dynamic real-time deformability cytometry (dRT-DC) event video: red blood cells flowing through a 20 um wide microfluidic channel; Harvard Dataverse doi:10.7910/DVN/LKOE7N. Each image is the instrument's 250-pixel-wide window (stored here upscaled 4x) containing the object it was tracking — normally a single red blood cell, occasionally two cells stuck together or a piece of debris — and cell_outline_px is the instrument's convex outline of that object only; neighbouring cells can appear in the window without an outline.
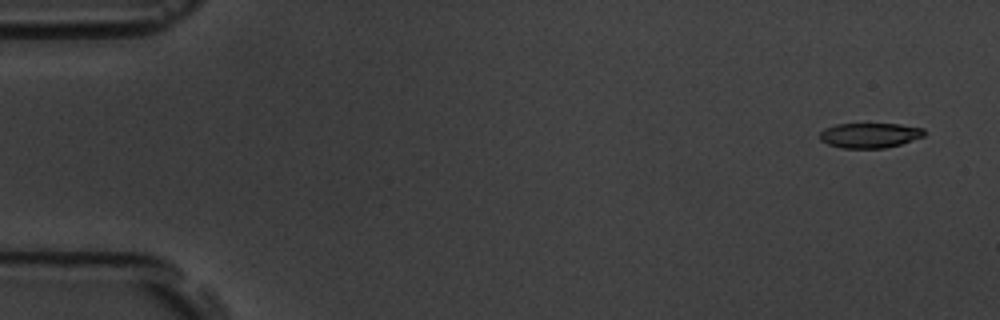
{"species": "common noctule bat (a hibernating species)", "species_latin": "Nyctalus noctula", "temperature_condition": "room temperature", "stored_images_in_passage": 5, "camera_frame_rate_fps": 3000, "um_per_image_px": 0.085, "animal": {"sex": "male", "body_mass_g": 19.5, "forearm_length_mm": 54.6}, "frame": {"image": 1, "passage_image": 1, "time_ms": 0.0, "image_size_px": [1000, 320], "cell_outline_px": [[924, 136], [900, 144], [884, 148], [840, 148], [828, 144], [820, 140], [820, 132], [824, 128], [836, 124], [900, 124], [924, 128]], "centroid_in_image_um": [73.9, 11.5], "position_along_channel_um": 11.1, "area_um2": 15.2}}
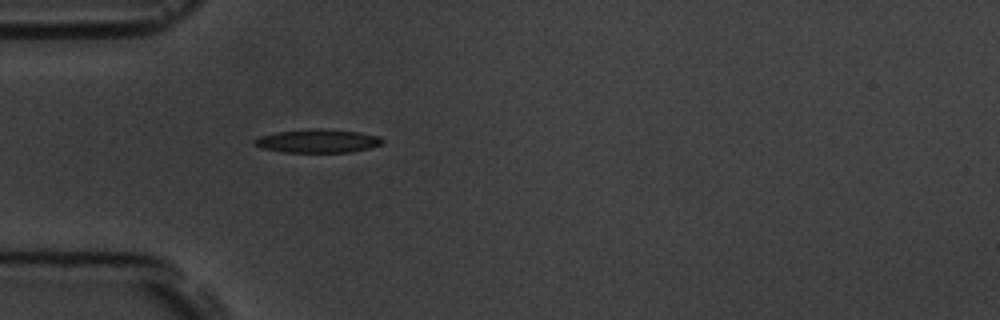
{"frame": {"image": 2, "passage_image": 5, "time_ms": 4.667, "image_size_px": [1000, 320], "cell_outline_px": [[384, 144], [352, 152], [280, 152], [260, 148], [252, 144], [252, 140], [260, 136], [276, 132], [308, 128], [320, 128], [360, 132], [380, 136], [384, 140]], "centroid_in_image_um": [26.98, 11.98], "position_along_channel_um": 58.0, "area_um2": 17.86}}